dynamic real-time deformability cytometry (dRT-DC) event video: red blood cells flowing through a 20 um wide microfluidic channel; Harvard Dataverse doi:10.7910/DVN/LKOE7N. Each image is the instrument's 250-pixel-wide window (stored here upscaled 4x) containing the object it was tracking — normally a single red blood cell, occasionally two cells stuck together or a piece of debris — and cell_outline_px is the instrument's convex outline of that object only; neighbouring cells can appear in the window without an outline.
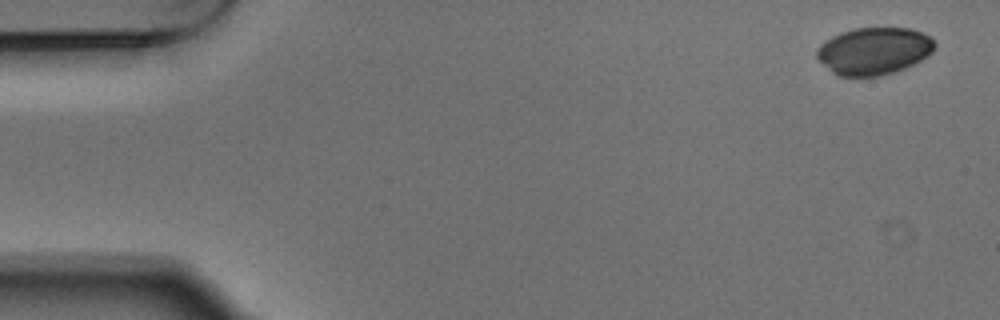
{"species": "Egyptian fruit bat (a non-hibernating species)", "species_latin": "Rousettus aegyptiacus", "temperature_condition": "warm", "stored_images_in_passage": 4, "camera_frame_rate_fps": 3000, "um_per_image_px": 0.085, "animal": {"sex": "male"}, "frame": {"image": 1, "passage_image": 1, "time_ms": 0.0, "image_size_px": [1000, 320], "cell_outline_px": [[936, 44], [932, 52], [928, 56], [904, 68], [880, 76], [840, 76], [832, 72], [816, 56], [816, 48], [820, 44], [832, 36], [840, 32], [852, 28], [908, 28], [920, 32], [928, 36]], "centroid_in_image_um": [74.26, 4.32], "position_along_channel_um": 10.7, "area_um2": 32.25}}